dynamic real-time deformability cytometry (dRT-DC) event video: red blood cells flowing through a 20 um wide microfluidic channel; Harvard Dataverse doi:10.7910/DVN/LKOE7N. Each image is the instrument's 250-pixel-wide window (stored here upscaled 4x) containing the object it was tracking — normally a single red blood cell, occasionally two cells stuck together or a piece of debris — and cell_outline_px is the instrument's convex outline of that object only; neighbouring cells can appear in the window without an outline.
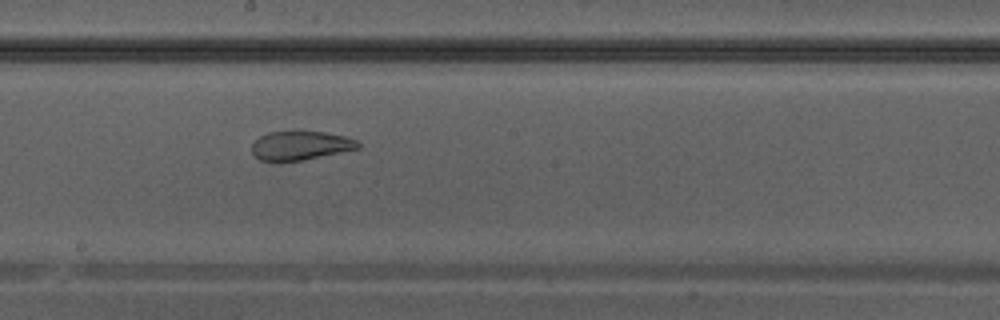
{"species": "Egyptian fruit bat (a non-hibernating species)", "species_latin": "Rousettus aegyptiacus", "temperature_condition": "warm", "stored_images_in_passage": 43, "camera_frame_rate_fps": 3000, "um_per_image_px": 0.085, "animal": {"sex": "male"}, "frame": {"image": 1, "passage_image": 25, "time_ms": 8.0, "image_size_px": [1000, 320], "cell_outline_px": [[360, 148], [304, 160], [276, 164], [260, 160], [252, 152], [252, 144], [260, 136], [268, 132], [324, 132], [344, 136], [356, 140], [360, 144]], "centroid_in_image_um": [25.5, 12.41], "position_along_channel_um": 222.7, "area_um2": 18.15}}